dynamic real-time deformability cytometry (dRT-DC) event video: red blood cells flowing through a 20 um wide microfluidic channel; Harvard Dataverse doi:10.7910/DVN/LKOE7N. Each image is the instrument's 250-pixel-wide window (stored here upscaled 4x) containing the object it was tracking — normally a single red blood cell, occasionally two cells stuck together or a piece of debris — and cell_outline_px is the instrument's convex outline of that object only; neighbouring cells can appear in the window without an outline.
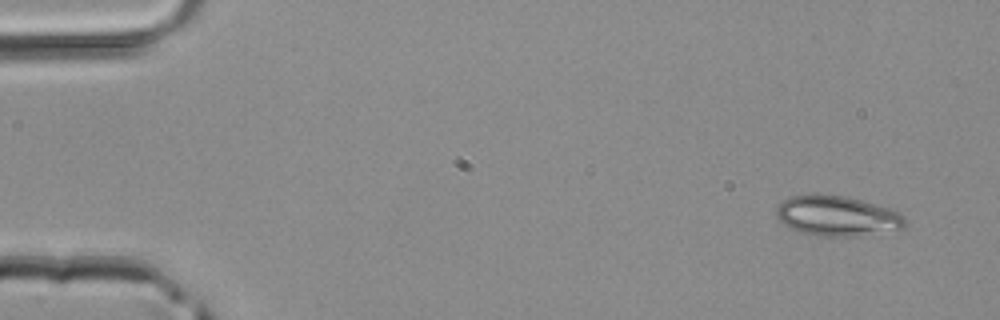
{"species": "common noctule bat (a hibernating species)", "species_latin": "Nyctalus noctula", "temperature_condition": "room temperature", "stored_images_in_passage": 3, "camera_frame_rate_fps": 3000, "um_per_image_px": 0.085, "animal": {"sex": "male", "body_mass_g": 20.4}, "frame": {"image": 1, "passage_image": 1, "time_ms": 0.0, "image_size_px": [1000, 320], "cell_outline_px": [[908, 224], [904, 228], [856, 236], [820, 236], [800, 232], [788, 228], [776, 216], [776, 208], [784, 200], [792, 196], [844, 196], [860, 200], [888, 208], [900, 212], [904, 216]], "centroid_in_image_um": [71.18, 18.38], "position_along_channel_um": 13.8, "area_um2": 29.59}}